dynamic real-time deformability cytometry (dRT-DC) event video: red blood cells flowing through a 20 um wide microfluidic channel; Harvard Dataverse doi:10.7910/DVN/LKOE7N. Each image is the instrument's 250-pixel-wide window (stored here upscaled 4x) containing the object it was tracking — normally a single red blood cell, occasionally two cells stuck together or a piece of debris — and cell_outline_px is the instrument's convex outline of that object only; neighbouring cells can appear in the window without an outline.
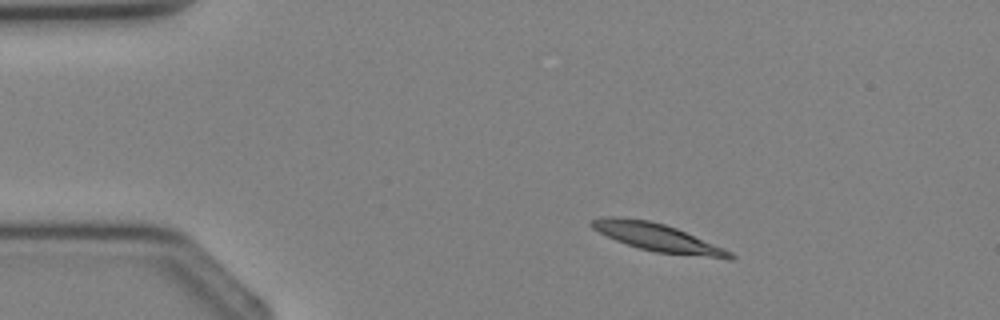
{"species": "Egyptian fruit bat (a non-hibernating species)", "species_latin": "Rousettus aegyptiacus", "temperature_condition": "cold", "stored_images_in_passage": 2, "camera_frame_rate_fps": 3000, "um_per_image_px": 0.085, "animal": {"sex": "female"}, "frame": {"image": 1, "passage_image": 1, "time_ms": 0.0, "image_size_px": [1000, 320], "cell_outline_px": [[736, 256], [732, 260], [728, 260], [656, 252], [640, 248], [616, 240], [592, 228], [588, 224], [592, 220], [604, 216], [620, 216], [648, 220], [664, 224], [676, 228], [724, 248], [732, 252]], "centroid_in_image_um": [55.94, 20.19], "position_along_channel_um": 29.1, "area_um2": 22.48}}